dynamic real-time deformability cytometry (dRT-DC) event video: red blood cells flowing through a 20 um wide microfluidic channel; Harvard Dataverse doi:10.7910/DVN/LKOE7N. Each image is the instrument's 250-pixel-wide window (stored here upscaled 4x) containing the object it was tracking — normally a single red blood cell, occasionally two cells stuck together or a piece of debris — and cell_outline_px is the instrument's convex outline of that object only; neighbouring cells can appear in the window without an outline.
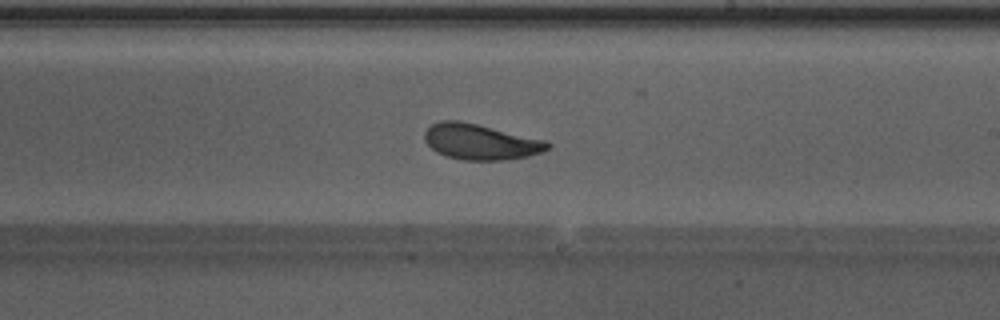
{"species": "Egyptian fruit bat (a non-hibernating species)", "species_latin": "Rousettus aegyptiacus", "temperature_condition": "warm", "stored_images_in_passage": 30, "camera_frame_rate_fps": 3000, "um_per_image_px": 0.085, "animal": {"sex": "male"}, "frame": {"image": 1, "passage_image": 19, "time_ms": 6.0, "image_size_px": [1000, 320], "cell_outline_px": [[552, 144], [544, 152], [528, 156], [504, 160], [464, 160], [444, 156], [436, 152], [424, 140], [424, 132], [432, 124], [440, 120], [456, 120], [476, 124], [544, 140]], "centroid_in_image_um": [40.81, 12.06], "position_along_channel_um": 248.2, "area_um2": 25.37}}
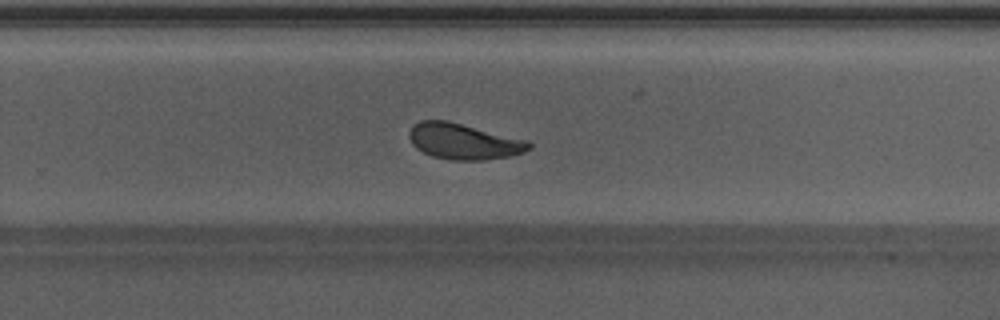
{"frame": {"image": 2, "passage_image": 22, "time_ms": 7.0, "image_size_px": [1000, 320], "cell_outline_px": [[532, 148], [524, 152], [512, 156], [484, 160], [452, 160], [432, 156], [416, 148], [412, 144], [408, 136], [408, 132], [420, 120], [448, 120], [528, 140], [532, 144]], "centroid_in_image_um": [39.44, 12.02], "position_along_channel_um": 290.4, "area_um2": 25.2}, "authors_computed_cell_mechanics": {"area_um2": 25.2586, "velocity_mm_per_s": 4.2449, "shape_relaxation_time_tau1_ms": 2.5517, "shape_relaxation_time_tau2_ms": 0.9164, "deformation_change_tau1": 0.1341, "deformation_change_tau2": 0.0684}}